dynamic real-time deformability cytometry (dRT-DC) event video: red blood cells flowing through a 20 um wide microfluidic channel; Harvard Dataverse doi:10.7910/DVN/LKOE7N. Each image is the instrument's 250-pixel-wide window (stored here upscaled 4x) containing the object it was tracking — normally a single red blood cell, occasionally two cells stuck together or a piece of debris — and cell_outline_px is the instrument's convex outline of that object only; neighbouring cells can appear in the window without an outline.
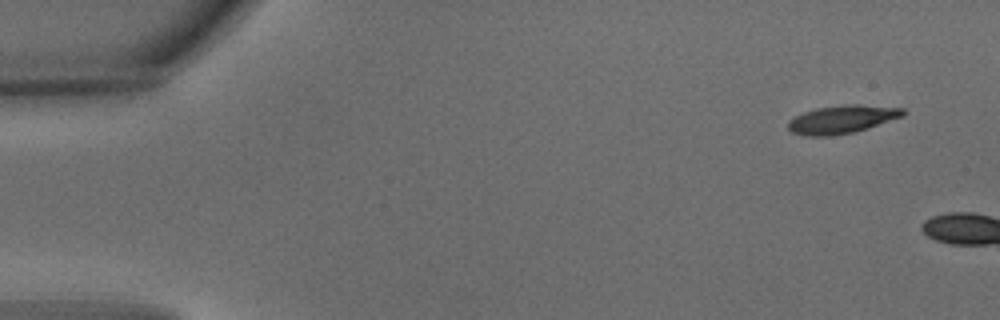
{"species": "common noctule bat (a hibernating species)", "species_latin": "Nyctalus noctula", "temperature_condition": "warm", "stored_images_in_passage": 6, "segment_of_instrument_passage": [2, 2], "camera_frame_rate_fps": 3000, "um_per_image_px": 0.085, "animal": {"sex": "male", "body_mass_g": 15.6}, "frame": {"image": 1, "passage_image": 6, "time_ms": 1.667, "image_size_px": [1000, 320], "cell_outline_px": [[904, 116], [852, 132], [832, 136], [808, 136], [792, 132], [788, 128], [788, 120], [804, 112], [816, 108], [848, 104], [856, 104], [904, 108]], "centroid_in_image_um": [71.55, 10.14], "position_along_channel_um": 13.5, "area_um2": 18.55}}